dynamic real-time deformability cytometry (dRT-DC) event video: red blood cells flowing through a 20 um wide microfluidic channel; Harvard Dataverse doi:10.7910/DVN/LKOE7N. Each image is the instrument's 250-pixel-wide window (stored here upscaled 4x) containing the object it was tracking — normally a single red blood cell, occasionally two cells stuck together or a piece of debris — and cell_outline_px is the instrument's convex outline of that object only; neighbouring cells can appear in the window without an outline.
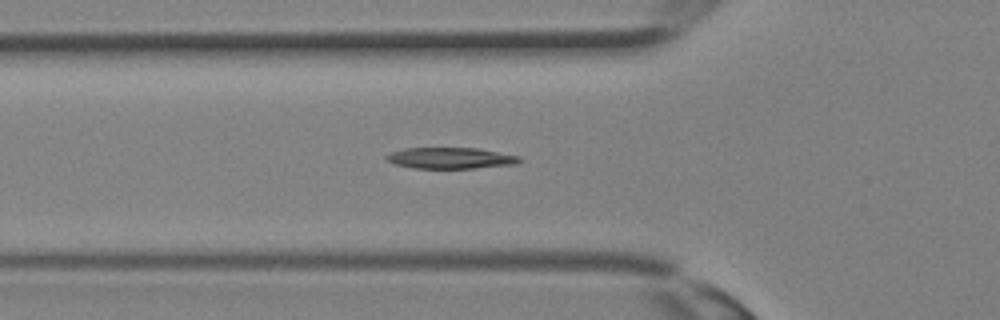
{"species": "Egyptian fruit bat (a non-hibernating species)", "species_latin": "Rousettus aegyptiacus", "temperature_condition": "room temperature", "stored_images_in_passage": 24, "camera_frame_rate_fps": 3000, "um_per_image_px": 0.085, "animal": {"sex": "female"}, "frame": {"image": 1, "passage_image": 8, "time_ms": 2.333, "image_size_px": [1000, 320], "cell_outline_px": [[524, 160], [516, 164], [472, 168], [412, 168], [396, 164], [388, 160], [384, 156], [392, 152], [404, 148], [476, 148], [520, 156]], "centroid_in_image_um": [38.32, 13.43], "position_along_channel_um": 87.5, "area_um2": 16.3}}
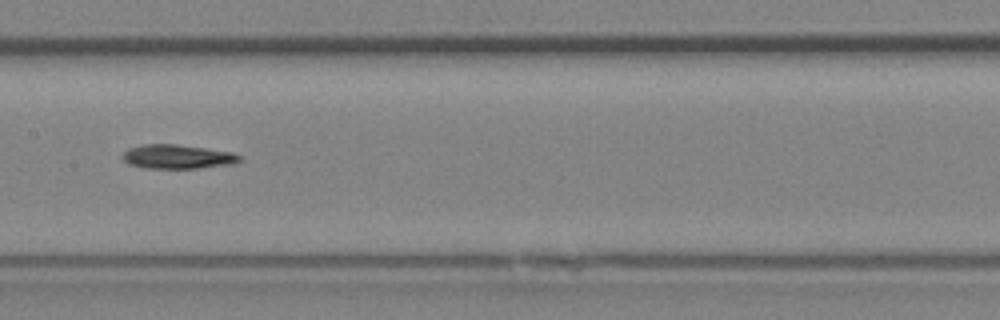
{"frame": {"image": 2, "passage_image": 13, "time_ms": 4.0, "image_size_px": [1000, 320], "cell_outline_px": [[240, 160], [232, 164], [200, 168], [144, 168], [128, 164], [120, 156], [128, 148], [144, 144], [176, 144], [232, 152], [240, 156]], "centroid_in_image_um": [15.04, 13.32], "position_along_channel_um": 192.4, "area_um2": 16.42}}
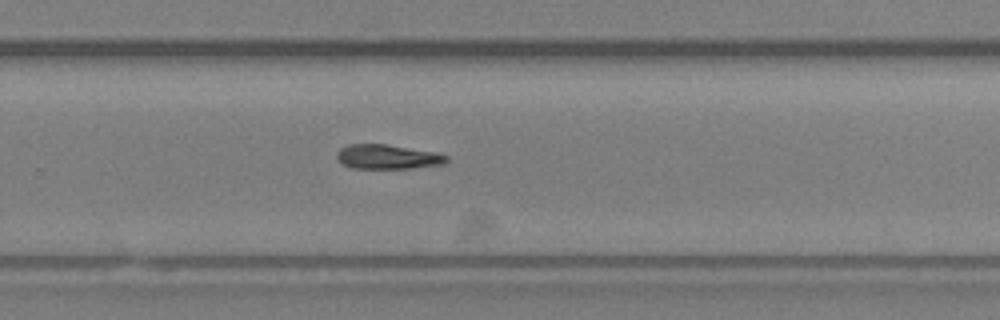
{"frame": {"image": 3, "passage_image": 18, "time_ms": 5.667, "image_size_px": [1000, 320], "cell_outline_px": [[448, 160], [444, 164], [412, 168], [352, 168], [344, 164], [336, 156], [336, 152], [340, 148], [348, 144], [388, 144], [436, 152], [448, 156]], "centroid_in_image_um": [32.96, 13.32], "position_along_channel_um": 296.8, "area_um2": 15.66}}